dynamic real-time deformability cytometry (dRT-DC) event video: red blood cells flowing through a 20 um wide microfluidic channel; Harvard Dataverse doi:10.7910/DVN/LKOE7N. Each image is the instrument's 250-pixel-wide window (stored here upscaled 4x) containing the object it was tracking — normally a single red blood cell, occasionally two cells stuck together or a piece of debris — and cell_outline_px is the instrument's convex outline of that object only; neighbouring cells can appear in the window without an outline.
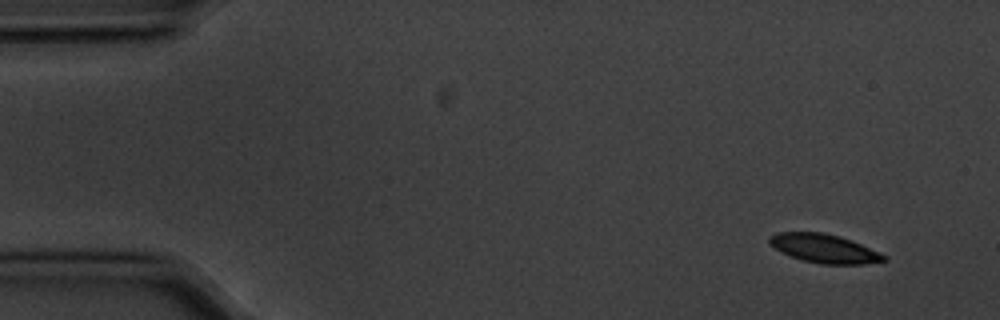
{"species": "common noctule bat (a hibernating species)", "species_latin": "Nyctalus noctula", "temperature_condition": "cold", "stored_images_in_passage": 10, "camera_frame_rate_fps": 3000, "um_per_image_px": 0.085, "animal": {"sex": "male", "body_mass_g": 20.1, "forearm_length_mm": 53.5}, "frame": {"image": 1, "passage_image": 1, "time_ms": 0.0, "image_size_px": [1000, 320], "cell_outline_px": [[888, 260], [864, 264], [820, 264], [804, 260], [780, 252], [768, 240], [768, 236], [776, 232], [824, 232], [840, 236], [880, 252], [888, 256]], "centroid_in_image_um": [70.08, 21.12], "position_along_channel_um": 14.9, "area_um2": 19.13}}
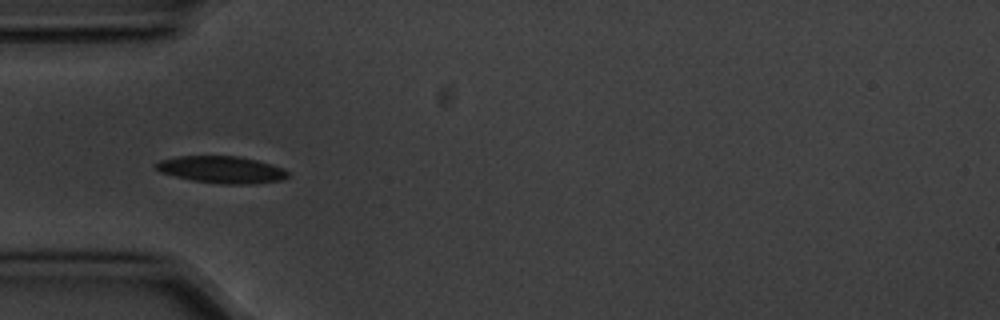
{"frame": {"image": 2, "passage_image": 4, "time_ms": 1.0, "image_size_px": [1000, 320], "cell_outline_px": [[288, 176], [284, 180], [252, 184], [220, 184], [192, 180], [160, 172], [152, 164], [160, 160], [176, 156], [236, 156], [256, 160], [272, 164], [284, 168], [288, 172]], "centroid_in_image_um": [18.84, 14.42], "position_along_channel_um": 66.2, "area_um2": 20.87}}
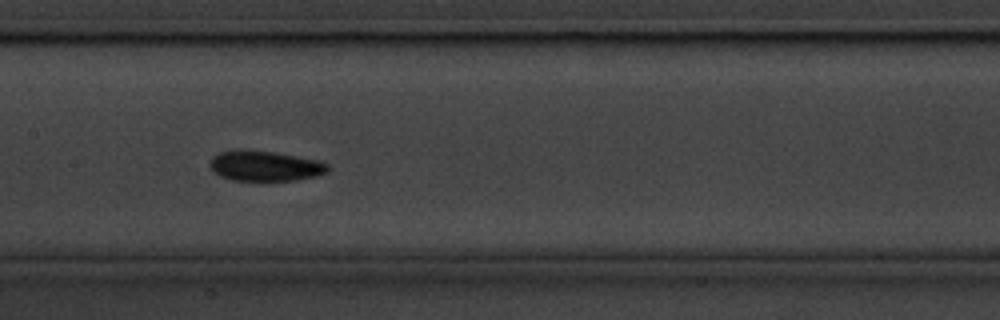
{"frame": {"image": 3, "passage_image": 7, "time_ms": 2.0, "image_size_px": [1000, 320], "cell_outline_px": [[328, 172], [316, 176], [296, 180], [264, 184], [232, 180], [220, 176], [212, 172], [208, 168], [208, 164], [212, 156], [220, 152], [272, 152], [320, 160], [328, 164]], "centroid_in_image_um": [22.52, 14.19], "position_along_channel_um": 184.9, "area_um2": 21.27}}